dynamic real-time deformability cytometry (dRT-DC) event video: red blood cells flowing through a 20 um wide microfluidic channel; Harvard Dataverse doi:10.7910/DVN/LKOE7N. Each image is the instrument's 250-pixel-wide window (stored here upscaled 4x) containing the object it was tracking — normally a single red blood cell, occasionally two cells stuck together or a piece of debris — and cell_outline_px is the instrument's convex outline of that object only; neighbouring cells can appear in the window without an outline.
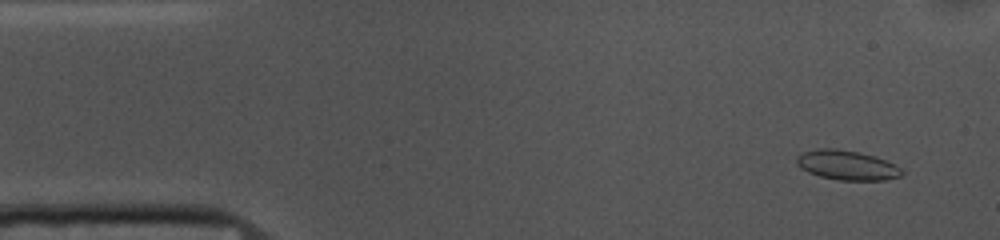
{"species": "common noctule bat (a hibernating species)", "species_latin": "Nyctalus noctula", "temperature_condition": "cold", "stored_images_in_passage": 53, "camera_frame_rate_fps": 3000, "um_per_image_px": 0.085, "animal": {"sex": "female", "body_mass_g": 10.0, "forearm_length_mm": 53.1}, "frame": {"image": 1, "passage_image": 4, "time_ms": 1.0, "image_size_px": [1000, 240], "cell_outline_px": [[904, 172], [900, 176], [888, 180], [840, 180], [820, 176], [808, 172], [800, 168], [796, 164], [796, 156], [800, 152], [816, 148], [836, 148], [860, 152], [876, 156], [900, 168]], "centroid_in_image_um": [71.94, 14.02], "position_along_channel_um": 13.1, "area_um2": 18.32}}
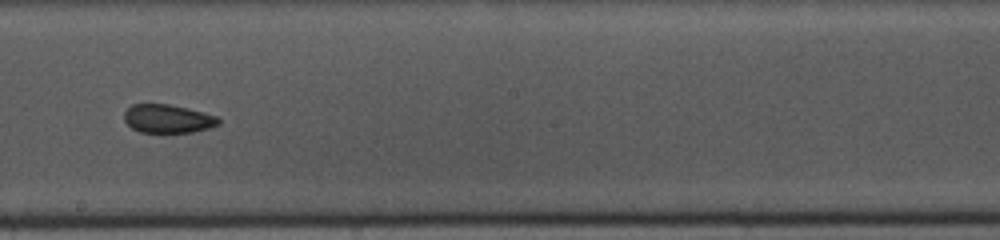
{"frame": {"image": 2, "passage_image": 29, "time_ms": 9.333, "image_size_px": [1000, 240], "cell_outline_px": [[220, 124], [208, 128], [192, 132], [140, 132], [132, 128], [124, 120], [124, 112], [132, 104], [168, 104], [188, 108], [204, 112], [216, 116], [220, 120]], "centroid_in_image_um": [14.26, 10.08], "position_along_channel_um": 233.9, "area_um2": 15.61}}
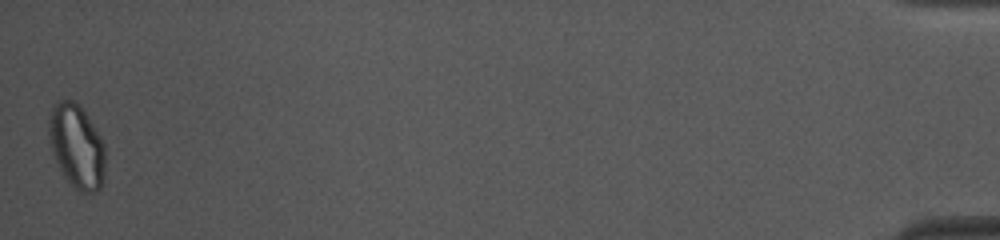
{"frame": {"image": 3, "passage_image": 53, "time_ms": 17.333, "image_size_px": [1000, 240], "cell_outline_px": [[104, 180], [100, 188], [96, 192], [80, 192], [64, 176], [52, 152], [48, 132], [48, 120], [52, 104], [60, 100], [72, 100], [84, 112], [100, 136], [104, 144]], "centroid_in_image_um": [6.5, 12.43], "position_along_channel_um": 428.7, "area_um2": 27.22}, "authors_computed_cell_mechanics": {"area_um2": 17.1666, "velocity_mm_per_s": 3.7027, "shape_relaxation_time_tau1_ms": 4.9666, "shape_relaxation_time_tau2_ms": 2.364, "deformation_change_tau1": 0.1189, "deformation_change_tau2": 0.0687}}